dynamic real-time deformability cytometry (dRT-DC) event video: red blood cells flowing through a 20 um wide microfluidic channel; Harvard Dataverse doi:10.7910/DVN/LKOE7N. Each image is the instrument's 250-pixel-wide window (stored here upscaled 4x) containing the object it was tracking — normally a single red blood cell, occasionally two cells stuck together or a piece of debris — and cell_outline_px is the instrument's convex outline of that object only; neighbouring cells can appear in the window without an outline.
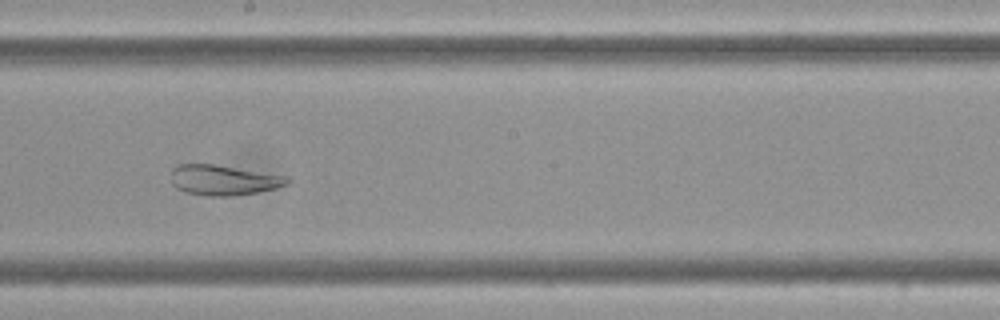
{"species": "Egyptian fruit bat (a non-hibernating species)", "species_latin": "Rousettus aegyptiacus", "temperature_condition": "cold", "stored_images_in_passage": 41, "camera_frame_rate_fps": 3000, "um_per_image_px": 0.085, "frame": {"image": 1, "passage_image": 16, "time_ms": 5.0, "image_size_px": [1000, 320], "cell_outline_px": [[292, 180], [288, 184], [276, 188], [256, 192], [228, 196], [204, 196], [184, 192], [176, 188], [172, 184], [172, 168], [180, 164], [212, 164], [288, 176]], "centroid_in_image_um": [18.99, 15.31], "position_along_channel_um": 229.2, "area_um2": 20.46}}
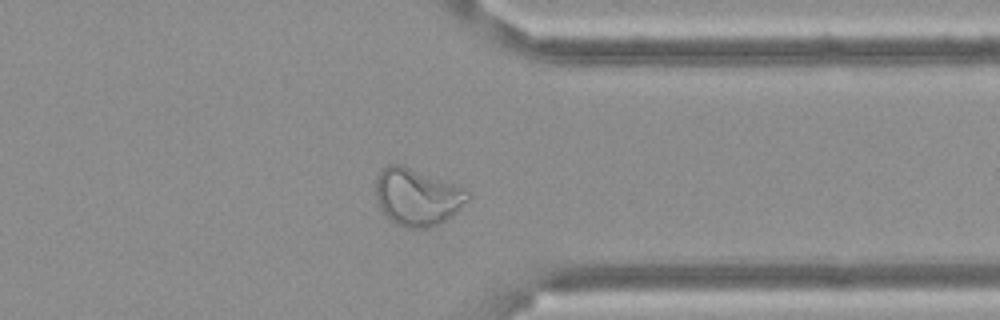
{"frame": {"image": 2, "passage_image": 29, "time_ms": 9.333, "image_size_px": [1000, 320], "cell_outline_px": [[468, 200], [456, 212], [440, 224], [428, 228], [404, 228], [396, 224], [380, 208], [376, 196], [376, 180], [380, 172], [388, 164], [404, 164], [464, 188], [468, 192]], "centroid_in_image_um": [35.45, 16.74], "position_along_channel_um": 375.9, "area_um2": 30.52}}
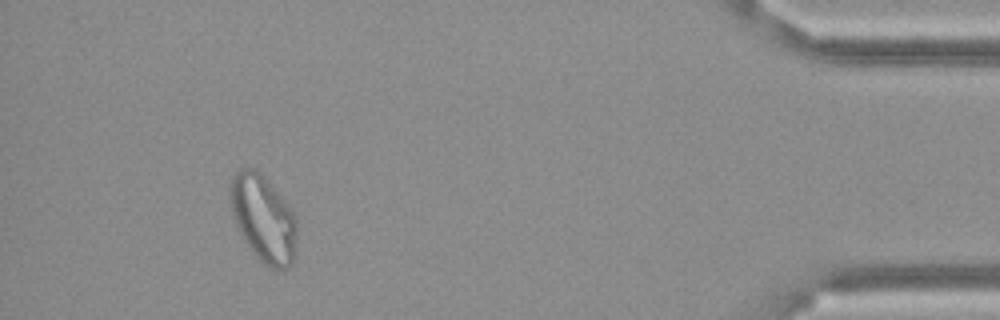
{"frame": {"image": 3, "passage_image": 37, "time_ms": 12.0, "image_size_px": [1000, 320], "cell_outline_px": [[296, 256], [292, 264], [288, 268], [268, 268], [252, 252], [244, 240], [236, 224], [232, 212], [228, 192], [228, 188], [232, 176], [240, 168], [256, 168], [264, 176], [296, 216]], "centroid_in_image_um": [22.37, 18.58], "position_along_channel_um": 412.8, "area_um2": 33.87}, "authors_computed_cell_mechanics": {"area_um2": 26.1834, "velocity_mm_per_s": 3.455, "shape_relaxation_time_tau1_ms": null, "shape_relaxation_time_tau2_ms": 0.7784, "deformation_change_tau1": null, "deformation_change_tau2": 0.0592}}